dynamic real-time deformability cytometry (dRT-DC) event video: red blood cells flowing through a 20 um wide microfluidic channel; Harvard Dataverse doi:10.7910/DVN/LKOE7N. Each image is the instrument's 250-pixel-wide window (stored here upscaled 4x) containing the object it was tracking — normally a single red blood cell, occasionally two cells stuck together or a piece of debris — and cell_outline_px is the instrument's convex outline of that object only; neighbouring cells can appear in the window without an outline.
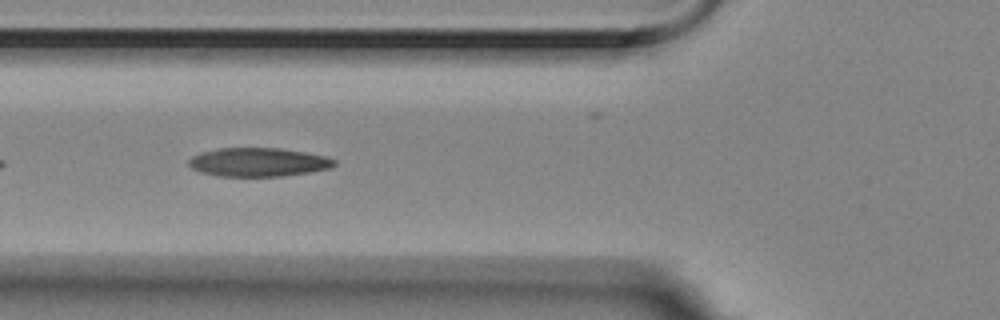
{"species": "Egyptian fruit bat (a non-hibernating species)", "species_latin": "Rousettus aegyptiacus", "temperature_condition": "room temperature", "stored_images_in_passage": 20, "camera_frame_rate_fps": 3000, "um_per_image_px": 0.085, "animal": {"sex": "female"}, "frame": {"image": 1, "passage_image": 6, "time_ms": 1.667, "image_size_px": [1000, 320], "cell_outline_px": [[336, 164], [328, 168], [308, 172], [280, 176], [216, 176], [200, 172], [192, 168], [188, 164], [188, 160], [192, 156], [204, 152], [220, 148], [280, 148], [304, 152], [324, 156], [336, 160]], "centroid_in_image_um": [21.92, 13.78], "position_along_channel_um": 103.9, "area_um2": 24.1}}